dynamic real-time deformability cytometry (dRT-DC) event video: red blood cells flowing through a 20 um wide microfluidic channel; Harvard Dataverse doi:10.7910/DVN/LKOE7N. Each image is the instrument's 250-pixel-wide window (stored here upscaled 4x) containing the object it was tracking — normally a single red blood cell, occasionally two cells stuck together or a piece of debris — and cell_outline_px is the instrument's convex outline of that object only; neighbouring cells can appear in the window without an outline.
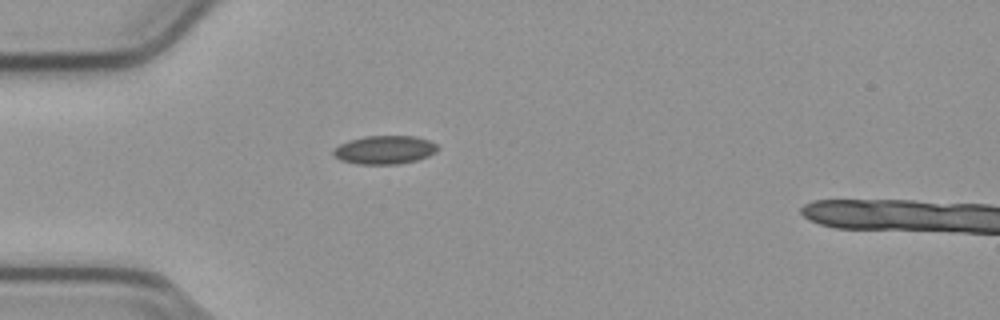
{"species": "common noctule bat (a hibernating species)", "species_latin": "Nyctalus noctula", "temperature_condition": "cold", "stored_images_in_passage": 35, "camera_frame_rate_fps": 3000, "um_per_image_px": 0.085, "animal": {"sex": "male", "body_mass_g": 23.1, "forearm_length_mm": 52.7}, "frame": {"image": 1, "passage_image": 1, "time_ms": 0.0, "image_size_px": [1000, 320], "cell_outline_px": [[436, 152], [428, 156], [416, 160], [396, 164], [360, 164], [340, 160], [332, 152], [340, 144], [348, 140], [364, 136], [416, 136], [428, 140], [436, 144]], "centroid_in_image_um": [32.68, 12.73], "position_along_channel_um": 52.3, "area_um2": 17.11}}
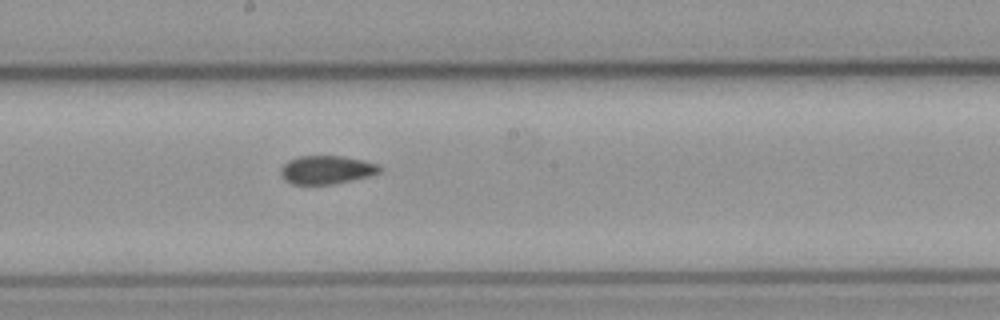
{"frame": {"image": 2, "passage_image": 15, "time_ms": 4.667, "image_size_px": [1000, 320], "cell_outline_px": [[380, 172], [368, 176], [332, 184], [292, 184], [284, 180], [280, 176], [280, 168], [288, 160], [300, 156], [344, 156], [376, 164], [380, 168]], "centroid_in_image_um": [27.68, 14.43], "position_along_channel_um": 220.5, "area_um2": 16.18}}
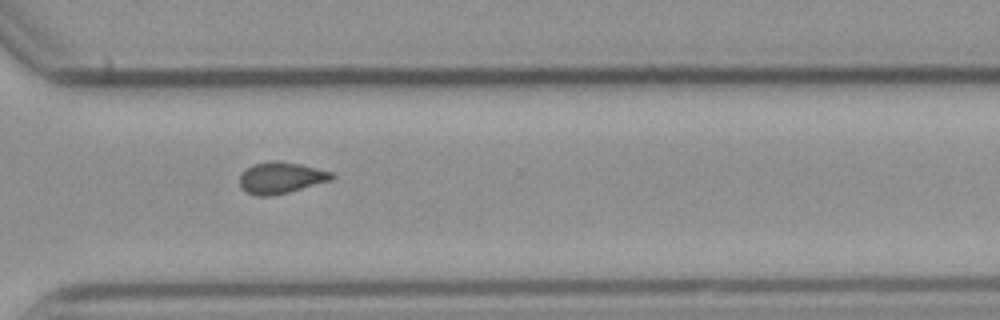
{"frame": {"image": 3, "passage_image": 25, "time_ms": 8.0, "image_size_px": [1000, 320], "cell_outline_px": [[336, 176], [332, 180], [288, 192], [272, 196], [256, 196], [244, 192], [240, 188], [240, 176], [248, 168], [256, 164], [300, 164], [332, 172]], "centroid_in_image_um": [23.9, 15.18], "position_along_channel_um": 346.7, "area_um2": 16.13}, "authors_computed_cell_mechanics": {"area_um2": 16.4152, "velocity_mm_per_s": 3.7986, "shape_relaxation_time_tau1_ms": null, "shape_relaxation_time_tau2_ms": 6.5375, "deformation_change_tau1": null, "deformation_change_tau2": 0.0867}}